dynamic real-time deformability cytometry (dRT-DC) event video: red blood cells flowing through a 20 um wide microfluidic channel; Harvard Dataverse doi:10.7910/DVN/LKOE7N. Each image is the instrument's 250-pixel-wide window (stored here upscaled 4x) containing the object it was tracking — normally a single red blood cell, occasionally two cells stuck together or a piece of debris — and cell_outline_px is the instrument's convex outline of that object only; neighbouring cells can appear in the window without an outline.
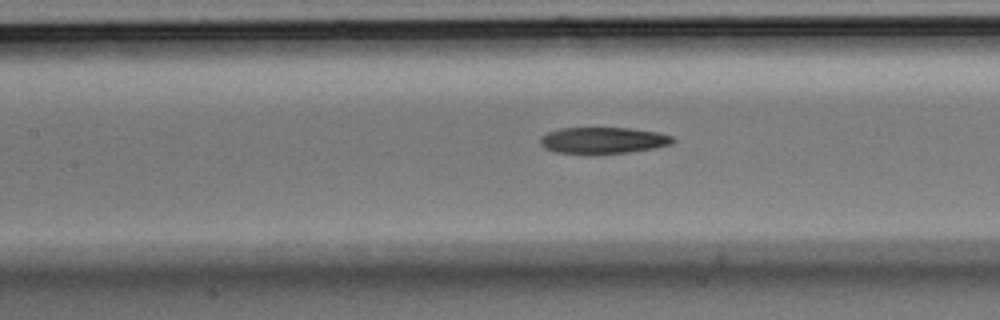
{"species": "Egyptian fruit bat (a non-hibernating species)", "species_latin": "Rousettus aegyptiacus", "temperature_condition": "room temperature", "stored_images_in_passage": 39, "camera_frame_rate_fps": 3000, "um_per_image_px": 0.085, "animal": {"sex": "male"}, "frame": {"image": 1, "passage_image": 20, "time_ms": 6.333, "image_size_px": [1000, 320], "cell_outline_px": [[676, 140], [672, 144], [656, 148], [628, 152], [588, 156], [556, 152], [544, 148], [540, 144], [540, 140], [548, 132], [560, 128], [628, 128], [656, 132], [672, 136]], "centroid_in_image_um": [51.25, 11.96], "position_along_channel_um": 156.1, "area_um2": 20.87}}
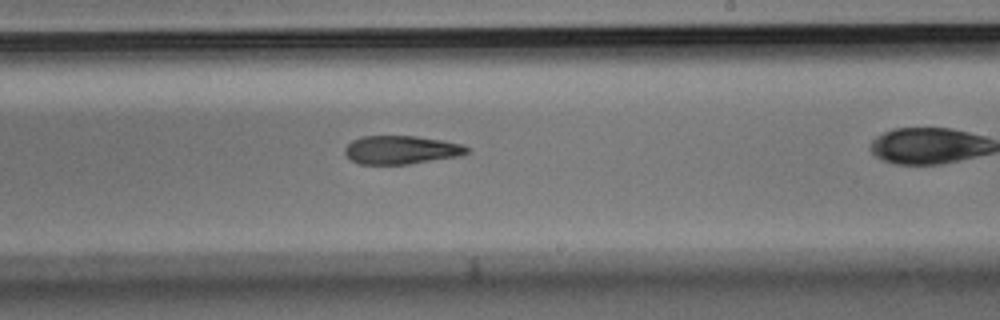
{"frame": {"image": 2, "passage_image": 28, "time_ms": 9.0, "image_size_px": [1000, 320], "cell_outline_px": [[468, 152], [460, 156], [408, 164], [360, 164], [352, 160], [344, 152], [344, 148], [352, 140], [364, 136], [416, 136], [444, 140], [464, 144], [468, 148]], "centroid_in_image_um": [34.13, 12.73], "position_along_channel_um": 254.9, "area_um2": 20.23}}
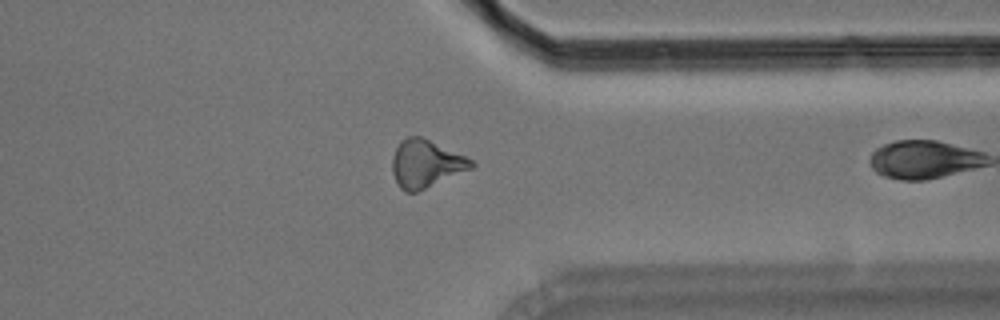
{"frame": {"image": 3, "passage_image": 38, "time_ms": 12.333, "image_size_px": [1000, 320], "cell_outline_px": [[476, 164], [472, 168], [416, 192], [404, 192], [400, 188], [392, 172], [392, 156], [400, 140], [408, 136], [420, 136], [468, 156]], "centroid_in_image_um": [36.19, 13.9], "position_along_channel_um": 375.2, "area_um2": 21.96}}